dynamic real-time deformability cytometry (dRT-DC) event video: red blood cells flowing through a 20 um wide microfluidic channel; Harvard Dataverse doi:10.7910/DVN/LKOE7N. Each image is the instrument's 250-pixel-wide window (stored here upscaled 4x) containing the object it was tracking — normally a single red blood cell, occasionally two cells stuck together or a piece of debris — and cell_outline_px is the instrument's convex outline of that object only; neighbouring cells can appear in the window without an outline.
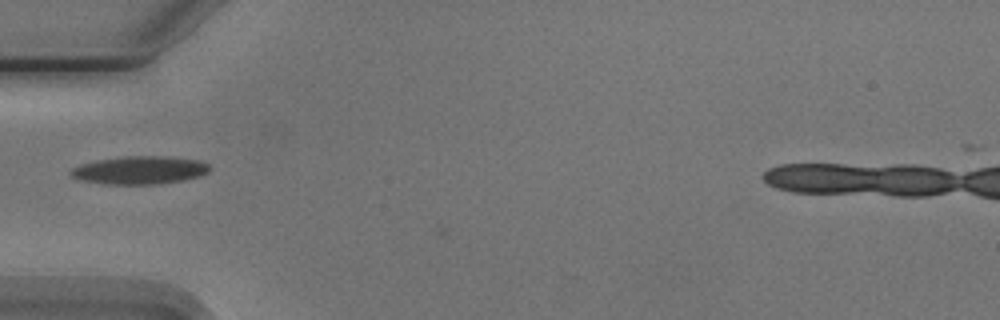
{"species": "Egyptian fruit bat (a non-hibernating species)", "species_latin": "Rousettus aegyptiacus", "temperature_condition": "cold", "stored_images_in_passage": 1, "camera_frame_rate_fps": 3000, "um_per_image_px": 0.085, "animal": {"sex": "male"}, "frame": {"image": 1, "passage_image": 1, "time_ms": 0.0, "image_size_px": [1000, 320], "cell_outline_px": [[208, 172], [200, 176], [184, 180], [156, 184], [112, 184], [84, 180], [72, 176], [68, 172], [72, 168], [80, 164], [96, 160], [120, 156], [164, 156], [200, 160], [208, 164]], "centroid_in_image_um": [11.88, 14.45], "position_along_channel_um": 73.1, "area_um2": 22.54}}